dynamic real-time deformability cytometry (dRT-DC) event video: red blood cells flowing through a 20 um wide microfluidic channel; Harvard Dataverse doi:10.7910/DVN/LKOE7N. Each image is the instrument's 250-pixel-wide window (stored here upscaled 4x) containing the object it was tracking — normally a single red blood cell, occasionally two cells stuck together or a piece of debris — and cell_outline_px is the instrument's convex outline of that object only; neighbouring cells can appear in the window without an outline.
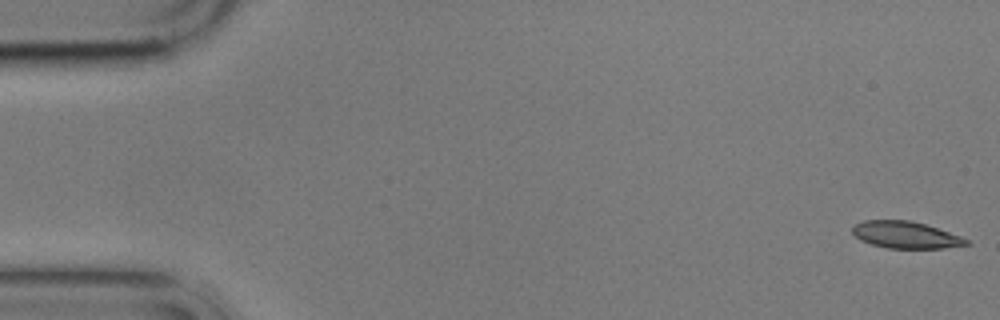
{"species": "common noctule bat (a hibernating species)", "species_latin": "Nyctalus noctula", "temperature_condition": "cold", "stored_images_in_passage": 5, "camera_frame_rate_fps": 3000, "um_per_image_px": 0.085, "animal": {"sex": "male", "body_mass_g": 17.9}, "frame": {"image": 1, "passage_image": 1, "time_ms": 0.0, "image_size_px": [1000, 320], "cell_outline_px": [[972, 244], [944, 248], [888, 248], [872, 244], [860, 240], [852, 232], [852, 224], [864, 220], [912, 220], [960, 236], [968, 240]], "centroid_in_image_um": [76.95, 19.96], "position_along_channel_um": 8.0, "area_um2": 17.8}}
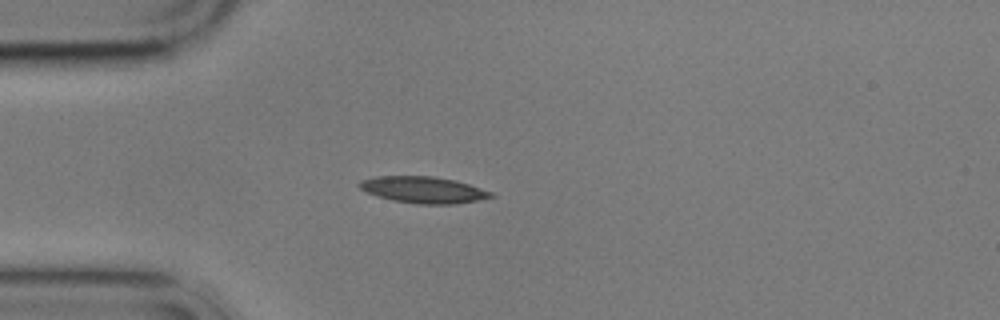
{"frame": {"image": 2, "passage_image": 5, "time_ms": 4.667, "image_size_px": [1000, 320], "cell_outline_px": [[496, 196], [456, 204], [416, 204], [392, 200], [376, 196], [360, 188], [356, 184], [360, 180], [376, 176], [432, 176], [456, 180], [492, 192]], "centroid_in_image_um": [35.96, 16.13], "position_along_channel_um": 49.0, "area_um2": 20.35}}